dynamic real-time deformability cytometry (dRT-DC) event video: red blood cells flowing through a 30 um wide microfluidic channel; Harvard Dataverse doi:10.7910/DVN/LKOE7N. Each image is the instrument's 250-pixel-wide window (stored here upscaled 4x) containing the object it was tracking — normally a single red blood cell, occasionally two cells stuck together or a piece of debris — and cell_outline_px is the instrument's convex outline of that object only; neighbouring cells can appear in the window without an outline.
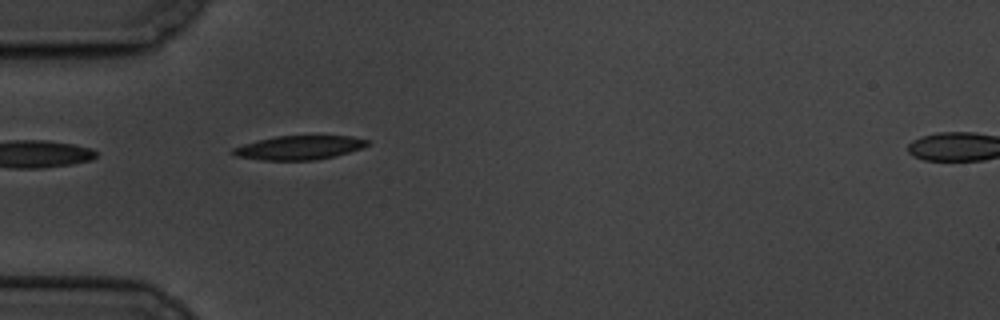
{"species": "common noctule bat (a hibernating species)", "species_latin": "Nyctalus noctula", "temperature_condition": "cold", "stored_images_in_passage": 4, "camera_frame_rate_fps": 3000, "um_per_image_px": 0.085, "animal": {"sex": "male", "body_mass_g": 19.5, "forearm_length_mm": 54.6}, "frame": {"image": 1, "passage_image": 3, "time_ms": 2.333, "image_size_px": [1000, 320], "cell_outline_px": [[368, 144], [364, 148], [316, 160], [264, 160], [236, 156], [228, 152], [232, 148], [256, 140], [276, 136], [352, 136], [368, 140]], "centroid_in_image_um": [25.39, 12.54], "position_along_channel_um": 59.6, "area_um2": 18.73}}
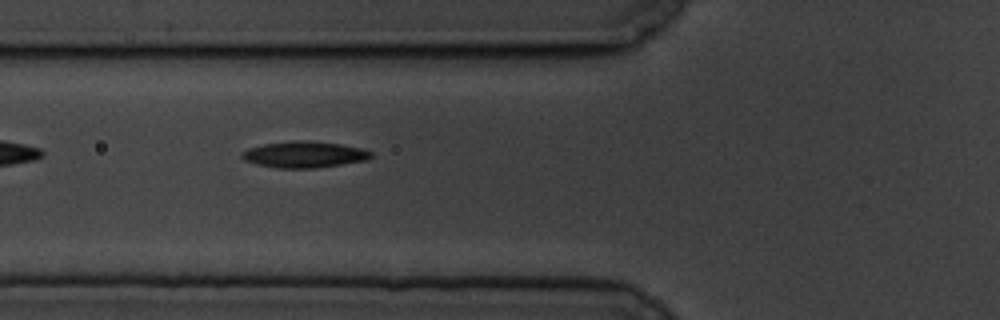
{"frame": {"image": 2, "passage_image": 4, "time_ms": 3.667, "image_size_px": [1000, 320], "cell_outline_px": [[372, 156], [368, 160], [316, 168], [276, 168], [256, 164], [244, 160], [240, 156], [240, 152], [248, 148], [264, 144], [292, 140], [300, 140], [340, 144], [360, 148], [372, 152]], "centroid_in_image_um": [25.82, 13.14], "position_along_channel_um": 100.0, "area_um2": 19.83}}